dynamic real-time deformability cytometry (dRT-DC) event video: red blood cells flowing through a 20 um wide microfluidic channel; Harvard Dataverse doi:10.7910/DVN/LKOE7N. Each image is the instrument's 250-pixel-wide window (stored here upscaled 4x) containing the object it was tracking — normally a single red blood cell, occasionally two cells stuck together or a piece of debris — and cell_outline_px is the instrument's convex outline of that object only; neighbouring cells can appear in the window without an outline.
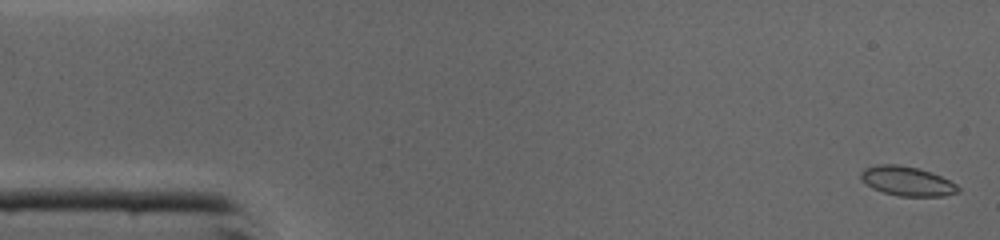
{"species": "common noctule bat (a hibernating species)", "species_latin": "Nyctalus noctula", "temperature_condition": "cold", "stored_images_in_passage": 45, "camera_frame_rate_fps": 3000, "um_per_image_px": 0.085, "animal": {"sex": "male", "body_mass_g": 19.0, "forearm_length_mm": 50.8}, "frame": {"image": 1, "passage_image": 1, "time_ms": 0.0, "image_size_px": [1000, 240], "cell_outline_px": [[960, 192], [944, 196], [896, 196], [872, 188], [860, 180], [860, 172], [864, 168], [876, 164], [896, 164], [920, 168], [940, 176], [956, 184], [960, 188]], "centroid_in_image_um": [77.07, 15.39], "position_along_channel_um": 7.9, "area_um2": 16.82}}
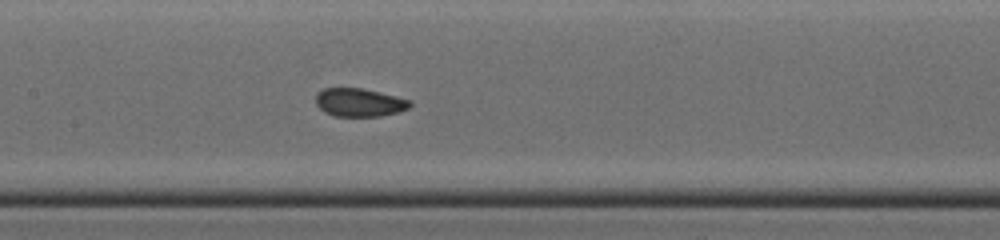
{"frame": {"image": 2, "passage_image": 21, "time_ms": 6.667, "image_size_px": [1000, 240], "cell_outline_px": [[412, 104], [408, 108], [400, 112], [380, 116], [336, 116], [324, 112], [316, 104], [316, 92], [324, 88], [360, 88], [408, 100]], "centroid_in_image_um": [30.49, 8.72], "position_along_channel_um": 176.9, "area_um2": 15.26}}
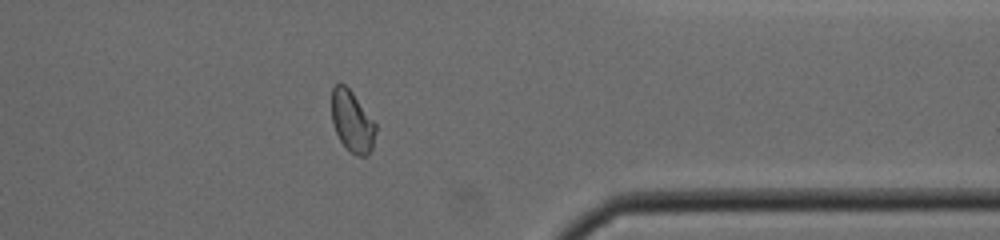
{"frame": {"image": 3, "passage_image": 36, "time_ms": 11.667, "image_size_px": [1000, 240], "cell_outline_px": [[376, 132], [372, 148], [368, 156], [356, 156], [348, 152], [340, 140], [332, 124], [332, 88], [336, 84], [344, 84], [352, 92], [376, 124]], "centroid_in_image_um": [29.93, 10.37], "position_along_channel_um": 381.5, "area_um2": 15.78}}